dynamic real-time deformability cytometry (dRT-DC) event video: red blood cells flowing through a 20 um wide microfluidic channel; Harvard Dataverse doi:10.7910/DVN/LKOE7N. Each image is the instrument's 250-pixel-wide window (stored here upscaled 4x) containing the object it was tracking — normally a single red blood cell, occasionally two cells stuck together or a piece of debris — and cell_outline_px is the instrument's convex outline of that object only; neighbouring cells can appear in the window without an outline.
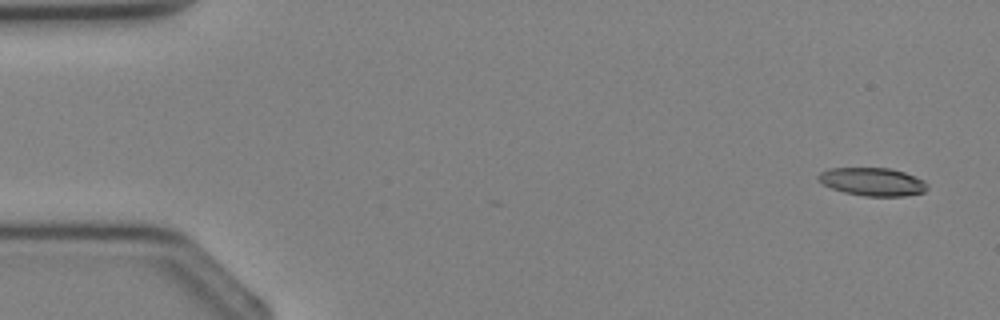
{"species": "Egyptian fruit bat (a non-hibernating species)", "species_latin": "Rousettus aegyptiacus", "temperature_condition": "cold", "stored_images_in_passage": 2, "segment_of_instrument_passage": [2, 2], "camera_frame_rate_fps": 3000, "um_per_image_px": 0.085, "animal": {"sex": "female"}, "frame": {"image": 1, "passage_image": 2, "time_ms": 1.0, "image_size_px": [1000, 320], "cell_outline_px": [[928, 188], [924, 192], [904, 196], [864, 196], [844, 192], [832, 188], [824, 184], [816, 176], [820, 172], [828, 168], [888, 168], [904, 172], [924, 180], [928, 184]], "centroid_in_image_um": [74.18, 15.45], "position_along_channel_um": 10.8, "area_um2": 17.8}}